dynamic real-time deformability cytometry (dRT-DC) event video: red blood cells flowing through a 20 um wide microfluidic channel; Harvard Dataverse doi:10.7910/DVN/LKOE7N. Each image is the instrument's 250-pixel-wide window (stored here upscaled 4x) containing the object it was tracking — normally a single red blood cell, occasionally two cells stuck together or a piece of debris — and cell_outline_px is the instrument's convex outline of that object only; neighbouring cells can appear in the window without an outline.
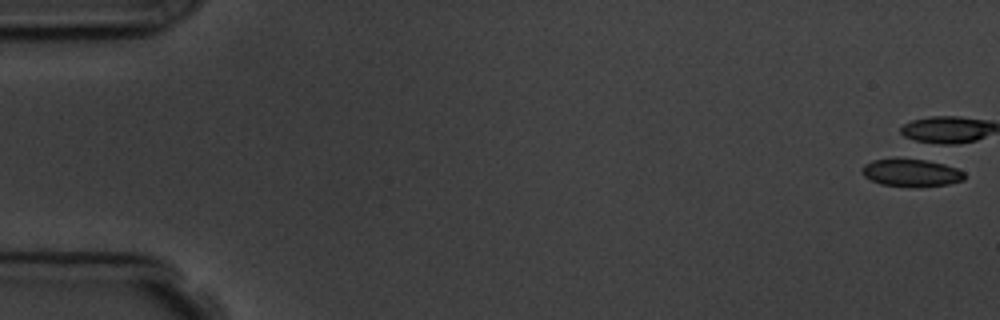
{"species": "common noctule bat (a hibernating species)", "species_latin": "Nyctalus noctula", "temperature_condition": "room temperature", "stored_images_in_passage": 6, "camera_frame_rate_fps": 3000, "um_per_image_px": 0.085, "animal": {"sex": "male", "body_mass_g": 19.5, "forearm_length_mm": 54.6}, "frame": {"image": 1, "passage_image": 1, "time_ms": 0.0, "image_size_px": [1000, 320], "cell_outline_px": [[964, 180], [948, 184], [920, 188], [916, 188], [880, 184], [864, 176], [860, 172], [860, 168], [864, 164], [872, 160], [892, 156], [920, 156], [956, 168], [964, 172]], "centroid_in_image_um": [77.41, 14.62], "position_along_channel_um": 7.6, "area_um2": 17.8}}